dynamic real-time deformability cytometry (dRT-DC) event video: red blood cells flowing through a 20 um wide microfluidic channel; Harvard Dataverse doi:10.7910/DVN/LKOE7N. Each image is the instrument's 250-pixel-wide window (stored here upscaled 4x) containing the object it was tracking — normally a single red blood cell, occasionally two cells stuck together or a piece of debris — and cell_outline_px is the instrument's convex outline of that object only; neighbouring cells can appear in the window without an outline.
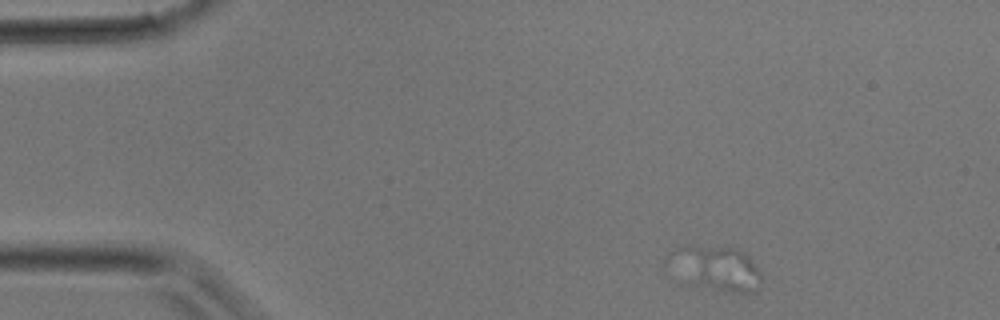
{"species": "common noctule bat (a hibernating species)", "species_latin": "Nyctalus noctula", "temperature_condition": "room temperature", "stored_images_in_passage": 21, "camera_frame_rate_fps": 3000, "um_per_image_px": 0.085, "animal": {"sex": "male", "body_mass_g": 17.9}, "frame": {"image": 1, "passage_image": 1, "time_ms": 0.0, "image_size_px": [1000, 320], "cell_outline_px": [[764, 276], [760, 288], [756, 292], [728, 292], [692, 288], [688, 284], [684, 248], [684, 244], [736, 248], [744, 252], [752, 260]], "centroid_in_image_um": [61.31, 22.9], "position_along_channel_um": 23.7, "area_um2": 22.08}}